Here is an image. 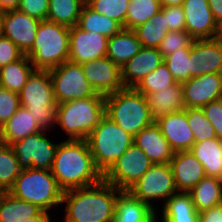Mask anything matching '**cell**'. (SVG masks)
<instances>
[{"mask_svg":"<svg viewBox=\"0 0 222 222\" xmlns=\"http://www.w3.org/2000/svg\"><path fill=\"white\" fill-rule=\"evenodd\" d=\"M108 39L103 34L84 31L77 25L70 27L68 61L82 65L106 56Z\"/></svg>","mask_w":222,"mask_h":222,"instance_id":"cell-13","label":"cell"},{"mask_svg":"<svg viewBox=\"0 0 222 222\" xmlns=\"http://www.w3.org/2000/svg\"><path fill=\"white\" fill-rule=\"evenodd\" d=\"M185 30L195 39H214L218 33L208 0H184Z\"/></svg>","mask_w":222,"mask_h":222,"instance_id":"cell-17","label":"cell"},{"mask_svg":"<svg viewBox=\"0 0 222 222\" xmlns=\"http://www.w3.org/2000/svg\"><path fill=\"white\" fill-rule=\"evenodd\" d=\"M105 115V97H86L57 104L56 124L69 140H86Z\"/></svg>","mask_w":222,"mask_h":222,"instance_id":"cell-3","label":"cell"},{"mask_svg":"<svg viewBox=\"0 0 222 222\" xmlns=\"http://www.w3.org/2000/svg\"><path fill=\"white\" fill-rule=\"evenodd\" d=\"M20 0H0V9L9 10V9H17Z\"/></svg>","mask_w":222,"mask_h":222,"instance_id":"cell-49","label":"cell"},{"mask_svg":"<svg viewBox=\"0 0 222 222\" xmlns=\"http://www.w3.org/2000/svg\"><path fill=\"white\" fill-rule=\"evenodd\" d=\"M3 144V139H2V127L0 126V146Z\"/></svg>","mask_w":222,"mask_h":222,"instance_id":"cell-55","label":"cell"},{"mask_svg":"<svg viewBox=\"0 0 222 222\" xmlns=\"http://www.w3.org/2000/svg\"><path fill=\"white\" fill-rule=\"evenodd\" d=\"M194 38L186 31H169L158 46L163 58L184 47H191Z\"/></svg>","mask_w":222,"mask_h":222,"instance_id":"cell-41","label":"cell"},{"mask_svg":"<svg viewBox=\"0 0 222 222\" xmlns=\"http://www.w3.org/2000/svg\"><path fill=\"white\" fill-rule=\"evenodd\" d=\"M70 27L42 20L32 49L26 54L35 69L50 70L69 59Z\"/></svg>","mask_w":222,"mask_h":222,"instance_id":"cell-5","label":"cell"},{"mask_svg":"<svg viewBox=\"0 0 222 222\" xmlns=\"http://www.w3.org/2000/svg\"><path fill=\"white\" fill-rule=\"evenodd\" d=\"M216 39L222 44V24H220L218 27Z\"/></svg>","mask_w":222,"mask_h":222,"instance_id":"cell-53","label":"cell"},{"mask_svg":"<svg viewBox=\"0 0 222 222\" xmlns=\"http://www.w3.org/2000/svg\"><path fill=\"white\" fill-rule=\"evenodd\" d=\"M8 192L49 212L58 210L62 205L64 191L59 187L51 170L31 168L21 171Z\"/></svg>","mask_w":222,"mask_h":222,"instance_id":"cell-6","label":"cell"},{"mask_svg":"<svg viewBox=\"0 0 222 222\" xmlns=\"http://www.w3.org/2000/svg\"><path fill=\"white\" fill-rule=\"evenodd\" d=\"M162 135L175 152L189 151L195 143L185 109L155 120Z\"/></svg>","mask_w":222,"mask_h":222,"instance_id":"cell-19","label":"cell"},{"mask_svg":"<svg viewBox=\"0 0 222 222\" xmlns=\"http://www.w3.org/2000/svg\"><path fill=\"white\" fill-rule=\"evenodd\" d=\"M82 69L91 87L98 94L106 96L125 88L121 67L107 56L82 64Z\"/></svg>","mask_w":222,"mask_h":222,"instance_id":"cell-14","label":"cell"},{"mask_svg":"<svg viewBox=\"0 0 222 222\" xmlns=\"http://www.w3.org/2000/svg\"><path fill=\"white\" fill-rule=\"evenodd\" d=\"M190 79L222 74V44L216 39L194 40L190 47Z\"/></svg>","mask_w":222,"mask_h":222,"instance_id":"cell-16","label":"cell"},{"mask_svg":"<svg viewBox=\"0 0 222 222\" xmlns=\"http://www.w3.org/2000/svg\"><path fill=\"white\" fill-rule=\"evenodd\" d=\"M97 169L104 175L115 161L134 143V136L125 132L104 115L86 138Z\"/></svg>","mask_w":222,"mask_h":222,"instance_id":"cell-7","label":"cell"},{"mask_svg":"<svg viewBox=\"0 0 222 222\" xmlns=\"http://www.w3.org/2000/svg\"><path fill=\"white\" fill-rule=\"evenodd\" d=\"M185 108H202L222 98V74H207L181 83Z\"/></svg>","mask_w":222,"mask_h":222,"instance_id":"cell-18","label":"cell"},{"mask_svg":"<svg viewBox=\"0 0 222 222\" xmlns=\"http://www.w3.org/2000/svg\"><path fill=\"white\" fill-rule=\"evenodd\" d=\"M178 192L188 193L206 173L201 162L190 151L175 152L170 161Z\"/></svg>","mask_w":222,"mask_h":222,"instance_id":"cell-21","label":"cell"},{"mask_svg":"<svg viewBox=\"0 0 222 222\" xmlns=\"http://www.w3.org/2000/svg\"><path fill=\"white\" fill-rule=\"evenodd\" d=\"M162 6H181L184 0H159Z\"/></svg>","mask_w":222,"mask_h":222,"instance_id":"cell-51","label":"cell"},{"mask_svg":"<svg viewBox=\"0 0 222 222\" xmlns=\"http://www.w3.org/2000/svg\"><path fill=\"white\" fill-rule=\"evenodd\" d=\"M42 131L27 108L20 106L16 113L3 125V144H12L28 135Z\"/></svg>","mask_w":222,"mask_h":222,"instance_id":"cell-28","label":"cell"},{"mask_svg":"<svg viewBox=\"0 0 222 222\" xmlns=\"http://www.w3.org/2000/svg\"><path fill=\"white\" fill-rule=\"evenodd\" d=\"M189 126L194 134L195 143L217 138L212 124L201 108H185Z\"/></svg>","mask_w":222,"mask_h":222,"instance_id":"cell-38","label":"cell"},{"mask_svg":"<svg viewBox=\"0 0 222 222\" xmlns=\"http://www.w3.org/2000/svg\"><path fill=\"white\" fill-rule=\"evenodd\" d=\"M190 47L176 50L174 53L165 56L163 62L179 83L190 79Z\"/></svg>","mask_w":222,"mask_h":222,"instance_id":"cell-40","label":"cell"},{"mask_svg":"<svg viewBox=\"0 0 222 222\" xmlns=\"http://www.w3.org/2000/svg\"><path fill=\"white\" fill-rule=\"evenodd\" d=\"M153 120L185 109L181 83L145 95Z\"/></svg>","mask_w":222,"mask_h":222,"instance_id":"cell-24","label":"cell"},{"mask_svg":"<svg viewBox=\"0 0 222 222\" xmlns=\"http://www.w3.org/2000/svg\"><path fill=\"white\" fill-rule=\"evenodd\" d=\"M122 190L104 179L100 182L63 192L64 222H113L115 201Z\"/></svg>","mask_w":222,"mask_h":222,"instance_id":"cell-1","label":"cell"},{"mask_svg":"<svg viewBox=\"0 0 222 222\" xmlns=\"http://www.w3.org/2000/svg\"><path fill=\"white\" fill-rule=\"evenodd\" d=\"M51 218L50 216H34L22 222H52Z\"/></svg>","mask_w":222,"mask_h":222,"instance_id":"cell-50","label":"cell"},{"mask_svg":"<svg viewBox=\"0 0 222 222\" xmlns=\"http://www.w3.org/2000/svg\"><path fill=\"white\" fill-rule=\"evenodd\" d=\"M166 17L160 10L144 24L134 29L143 47L158 48L162 39L169 32Z\"/></svg>","mask_w":222,"mask_h":222,"instance_id":"cell-34","label":"cell"},{"mask_svg":"<svg viewBox=\"0 0 222 222\" xmlns=\"http://www.w3.org/2000/svg\"><path fill=\"white\" fill-rule=\"evenodd\" d=\"M48 7L49 0H20L17 10L42 21L47 20Z\"/></svg>","mask_w":222,"mask_h":222,"instance_id":"cell-43","label":"cell"},{"mask_svg":"<svg viewBox=\"0 0 222 222\" xmlns=\"http://www.w3.org/2000/svg\"><path fill=\"white\" fill-rule=\"evenodd\" d=\"M201 109L215 129L217 138L222 140V98L211 101Z\"/></svg>","mask_w":222,"mask_h":222,"instance_id":"cell-44","label":"cell"},{"mask_svg":"<svg viewBox=\"0 0 222 222\" xmlns=\"http://www.w3.org/2000/svg\"><path fill=\"white\" fill-rule=\"evenodd\" d=\"M188 193L197 212L218 206L222 204V180L206 176Z\"/></svg>","mask_w":222,"mask_h":222,"instance_id":"cell-30","label":"cell"},{"mask_svg":"<svg viewBox=\"0 0 222 222\" xmlns=\"http://www.w3.org/2000/svg\"><path fill=\"white\" fill-rule=\"evenodd\" d=\"M19 99L20 106L28 109L42 130L57 128L54 127L57 103L48 70L35 69L20 91Z\"/></svg>","mask_w":222,"mask_h":222,"instance_id":"cell-8","label":"cell"},{"mask_svg":"<svg viewBox=\"0 0 222 222\" xmlns=\"http://www.w3.org/2000/svg\"><path fill=\"white\" fill-rule=\"evenodd\" d=\"M209 8L213 14L215 22L222 24V0H208Z\"/></svg>","mask_w":222,"mask_h":222,"instance_id":"cell-48","label":"cell"},{"mask_svg":"<svg viewBox=\"0 0 222 222\" xmlns=\"http://www.w3.org/2000/svg\"><path fill=\"white\" fill-rule=\"evenodd\" d=\"M141 47V42L134 30L123 28L108 39L106 56L122 67L140 51Z\"/></svg>","mask_w":222,"mask_h":222,"instance_id":"cell-26","label":"cell"},{"mask_svg":"<svg viewBox=\"0 0 222 222\" xmlns=\"http://www.w3.org/2000/svg\"><path fill=\"white\" fill-rule=\"evenodd\" d=\"M105 115L132 136L155 122L145 95L135 88H123L106 95Z\"/></svg>","mask_w":222,"mask_h":222,"instance_id":"cell-4","label":"cell"},{"mask_svg":"<svg viewBox=\"0 0 222 222\" xmlns=\"http://www.w3.org/2000/svg\"><path fill=\"white\" fill-rule=\"evenodd\" d=\"M163 56L157 48L141 47L127 63L121 67V77L125 88H135L149 73L154 72Z\"/></svg>","mask_w":222,"mask_h":222,"instance_id":"cell-20","label":"cell"},{"mask_svg":"<svg viewBox=\"0 0 222 222\" xmlns=\"http://www.w3.org/2000/svg\"><path fill=\"white\" fill-rule=\"evenodd\" d=\"M48 71L57 104L86 97H105L91 87L81 64L66 61Z\"/></svg>","mask_w":222,"mask_h":222,"instance_id":"cell-10","label":"cell"},{"mask_svg":"<svg viewBox=\"0 0 222 222\" xmlns=\"http://www.w3.org/2000/svg\"><path fill=\"white\" fill-rule=\"evenodd\" d=\"M130 0H85V4L93 11L108 16L119 22L123 28Z\"/></svg>","mask_w":222,"mask_h":222,"instance_id":"cell-39","label":"cell"},{"mask_svg":"<svg viewBox=\"0 0 222 222\" xmlns=\"http://www.w3.org/2000/svg\"><path fill=\"white\" fill-rule=\"evenodd\" d=\"M85 0H49L47 20L73 27L78 24Z\"/></svg>","mask_w":222,"mask_h":222,"instance_id":"cell-33","label":"cell"},{"mask_svg":"<svg viewBox=\"0 0 222 222\" xmlns=\"http://www.w3.org/2000/svg\"><path fill=\"white\" fill-rule=\"evenodd\" d=\"M36 204L18 199L6 192L0 201V222H22L34 216H51Z\"/></svg>","mask_w":222,"mask_h":222,"instance_id":"cell-29","label":"cell"},{"mask_svg":"<svg viewBox=\"0 0 222 222\" xmlns=\"http://www.w3.org/2000/svg\"><path fill=\"white\" fill-rule=\"evenodd\" d=\"M21 171L18 159L10 145L2 144L0 146V187L8 192Z\"/></svg>","mask_w":222,"mask_h":222,"instance_id":"cell-36","label":"cell"},{"mask_svg":"<svg viewBox=\"0 0 222 222\" xmlns=\"http://www.w3.org/2000/svg\"><path fill=\"white\" fill-rule=\"evenodd\" d=\"M128 191L157 212L158 207L155 208L154 205L158 200L164 204L171 196L178 193L170 163L152 164Z\"/></svg>","mask_w":222,"mask_h":222,"instance_id":"cell-9","label":"cell"},{"mask_svg":"<svg viewBox=\"0 0 222 222\" xmlns=\"http://www.w3.org/2000/svg\"><path fill=\"white\" fill-rule=\"evenodd\" d=\"M20 107L19 94L0 86V126L16 113Z\"/></svg>","mask_w":222,"mask_h":222,"instance_id":"cell-42","label":"cell"},{"mask_svg":"<svg viewBox=\"0 0 222 222\" xmlns=\"http://www.w3.org/2000/svg\"><path fill=\"white\" fill-rule=\"evenodd\" d=\"M40 22L17 9L5 10L2 36L9 38L26 55L34 45Z\"/></svg>","mask_w":222,"mask_h":222,"instance_id":"cell-15","label":"cell"},{"mask_svg":"<svg viewBox=\"0 0 222 222\" xmlns=\"http://www.w3.org/2000/svg\"><path fill=\"white\" fill-rule=\"evenodd\" d=\"M177 81L163 62L159 67L152 73H149L136 87L135 89L146 95L165 88H168Z\"/></svg>","mask_w":222,"mask_h":222,"instance_id":"cell-37","label":"cell"},{"mask_svg":"<svg viewBox=\"0 0 222 222\" xmlns=\"http://www.w3.org/2000/svg\"><path fill=\"white\" fill-rule=\"evenodd\" d=\"M189 151L201 162L206 176L222 180V140L220 138L194 143Z\"/></svg>","mask_w":222,"mask_h":222,"instance_id":"cell-27","label":"cell"},{"mask_svg":"<svg viewBox=\"0 0 222 222\" xmlns=\"http://www.w3.org/2000/svg\"><path fill=\"white\" fill-rule=\"evenodd\" d=\"M134 144L148 156L153 164L170 163L175 154L155 122L134 136Z\"/></svg>","mask_w":222,"mask_h":222,"instance_id":"cell-22","label":"cell"},{"mask_svg":"<svg viewBox=\"0 0 222 222\" xmlns=\"http://www.w3.org/2000/svg\"><path fill=\"white\" fill-rule=\"evenodd\" d=\"M161 11L166 17L167 26L170 31L185 30V14L182 6H162Z\"/></svg>","mask_w":222,"mask_h":222,"instance_id":"cell-45","label":"cell"},{"mask_svg":"<svg viewBox=\"0 0 222 222\" xmlns=\"http://www.w3.org/2000/svg\"><path fill=\"white\" fill-rule=\"evenodd\" d=\"M5 193H6V191L2 187H0V201Z\"/></svg>","mask_w":222,"mask_h":222,"instance_id":"cell-54","label":"cell"},{"mask_svg":"<svg viewBox=\"0 0 222 222\" xmlns=\"http://www.w3.org/2000/svg\"><path fill=\"white\" fill-rule=\"evenodd\" d=\"M159 0H130L124 29L134 30L161 10Z\"/></svg>","mask_w":222,"mask_h":222,"instance_id":"cell-35","label":"cell"},{"mask_svg":"<svg viewBox=\"0 0 222 222\" xmlns=\"http://www.w3.org/2000/svg\"><path fill=\"white\" fill-rule=\"evenodd\" d=\"M51 173L63 191L90 186L103 179L86 140L59 142Z\"/></svg>","mask_w":222,"mask_h":222,"instance_id":"cell-2","label":"cell"},{"mask_svg":"<svg viewBox=\"0 0 222 222\" xmlns=\"http://www.w3.org/2000/svg\"><path fill=\"white\" fill-rule=\"evenodd\" d=\"M77 26L84 31L100 33L108 38L123 29L119 22L93 11L86 4L81 10Z\"/></svg>","mask_w":222,"mask_h":222,"instance_id":"cell-32","label":"cell"},{"mask_svg":"<svg viewBox=\"0 0 222 222\" xmlns=\"http://www.w3.org/2000/svg\"><path fill=\"white\" fill-rule=\"evenodd\" d=\"M199 222H222V204L199 212Z\"/></svg>","mask_w":222,"mask_h":222,"instance_id":"cell-47","label":"cell"},{"mask_svg":"<svg viewBox=\"0 0 222 222\" xmlns=\"http://www.w3.org/2000/svg\"><path fill=\"white\" fill-rule=\"evenodd\" d=\"M113 222H157V212L128 190H122L115 201Z\"/></svg>","mask_w":222,"mask_h":222,"instance_id":"cell-23","label":"cell"},{"mask_svg":"<svg viewBox=\"0 0 222 222\" xmlns=\"http://www.w3.org/2000/svg\"><path fill=\"white\" fill-rule=\"evenodd\" d=\"M34 70L30 58L24 55L0 68V86L19 94Z\"/></svg>","mask_w":222,"mask_h":222,"instance_id":"cell-31","label":"cell"},{"mask_svg":"<svg viewBox=\"0 0 222 222\" xmlns=\"http://www.w3.org/2000/svg\"><path fill=\"white\" fill-rule=\"evenodd\" d=\"M4 13H5V10L0 9V36H2V31H3Z\"/></svg>","mask_w":222,"mask_h":222,"instance_id":"cell-52","label":"cell"},{"mask_svg":"<svg viewBox=\"0 0 222 222\" xmlns=\"http://www.w3.org/2000/svg\"><path fill=\"white\" fill-rule=\"evenodd\" d=\"M24 53L9 38L0 36V68L21 59Z\"/></svg>","mask_w":222,"mask_h":222,"instance_id":"cell-46","label":"cell"},{"mask_svg":"<svg viewBox=\"0 0 222 222\" xmlns=\"http://www.w3.org/2000/svg\"><path fill=\"white\" fill-rule=\"evenodd\" d=\"M161 208L162 210L157 211V222H199V212L196 211L189 193L174 194Z\"/></svg>","mask_w":222,"mask_h":222,"instance_id":"cell-25","label":"cell"},{"mask_svg":"<svg viewBox=\"0 0 222 222\" xmlns=\"http://www.w3.org/2000/svg\"><path fill=\"white\" fill-rule=\"evenodd\" d=\"M153 163L134 143L115 161L103 179L120 190H128Z\"/></svg>","mask_w":222,"mask_h":222,"instance_id":"cell-12","label":"cell"},{"mask_svg":"<svg viewBox=\"0 0 222 222\" xmlns=\"http://www.w3.org/2000/svg\"><path fill=\"white\" fill-rule=\"evenodd\" d=\"M46 133L50 131L42 130L10 144L22 170H51L59 143Z\"/></svg>","mask_w":222,"mask_h":222,"instance_id":"cell-11","label":"cell"}]
</instances>
